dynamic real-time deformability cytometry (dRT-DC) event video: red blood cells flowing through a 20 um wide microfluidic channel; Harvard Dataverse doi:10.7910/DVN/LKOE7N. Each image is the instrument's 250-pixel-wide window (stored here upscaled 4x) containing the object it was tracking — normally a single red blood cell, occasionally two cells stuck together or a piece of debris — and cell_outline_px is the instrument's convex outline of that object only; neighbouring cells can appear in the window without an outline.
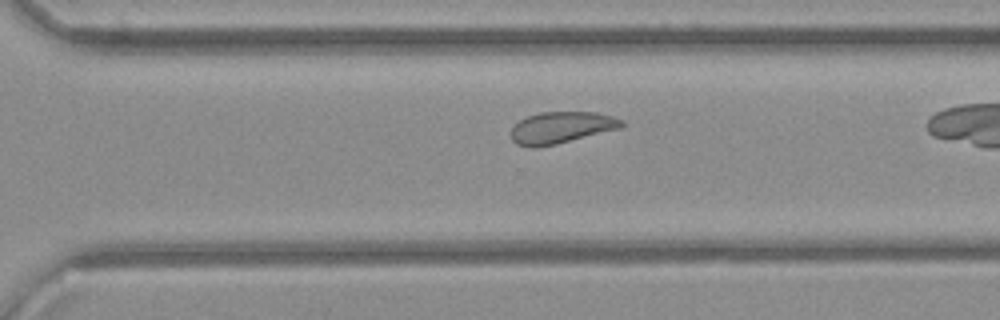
{"species": "common noctule bat (a hibernating species)", "species_latin": "Nyctalus noctula", "temperature_condition": "cold", "stored_images_in_passage": 26, "camera_frame_rate_fps": 3000, "um_per_image_px": 0.085, "animal": {"sex": "female", "body_mass_g": 21.9}, "frame": {"image": 1, "passage_image": 22, "time_ms": 7.0, "image_size_px": [1000, 320], "cell_outline_px": [[624, 124], [620, 128], [556, 144], [536, 148], [528, 148], [516, 144], [512, 140], [508, 132], [512, 124], [524, 116], [540, 112], [596, 112], [612, 116], [624, 120]], "centroid_in_image_um": [47.6, 10.84], "position_along_channel_um": 323.0, "area_um2": 20.87}}